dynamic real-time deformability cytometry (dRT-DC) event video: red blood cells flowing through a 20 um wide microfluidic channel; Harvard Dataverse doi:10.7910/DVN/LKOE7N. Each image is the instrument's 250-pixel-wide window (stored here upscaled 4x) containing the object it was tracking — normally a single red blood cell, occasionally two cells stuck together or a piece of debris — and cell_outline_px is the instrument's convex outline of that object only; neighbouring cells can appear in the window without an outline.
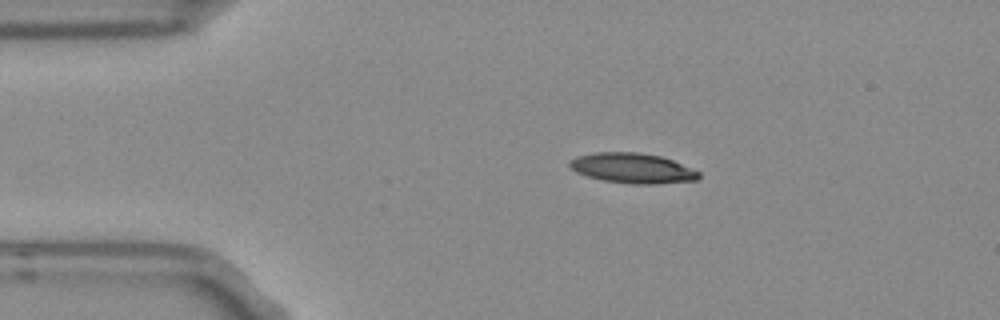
{"species": "Egyptian fruit bat (a non-hibernating species)", "species_latin": "Rousettus aegyptiacus", "temperature_condition": "room temperature", "stored_images_in_passage": 5, "camera_frame_rate_fps": 3000, "um_per_image_px": 0.085, "frame": {"image": 1, "passage_image": 2, "time_ms": 0.333, "image_size_px": [1000, 320], "cell_outline_px": [[700, 176], [696, 180], [656, 184], [636, 184], [604, 180], [588, 176], [576, 172], [568, 164], [576, 156], [596, 152], [640, 152], [660, 156], [672, 160], [692, 168], [700, 172]], "centroid_in_image_um": [53.78, 14.29], "position_along_channel_um": 31.2, "area_um2": 22.48}}
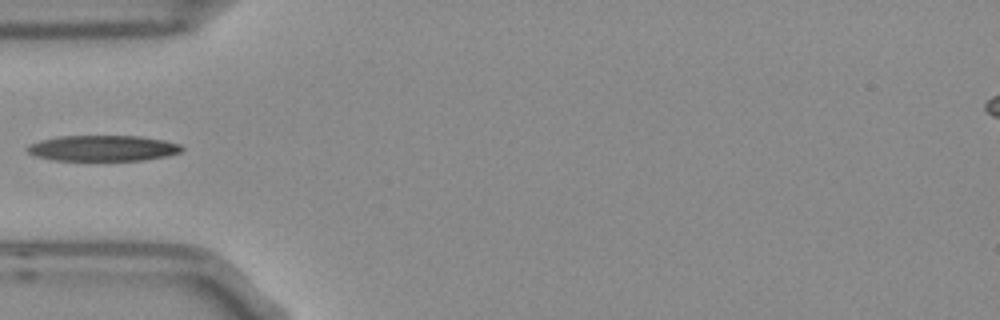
{"frame": {"image": 2, "passage_image": 4, "time_ms": 1.0, "image_size_px": [1000, 320], "cell_outline_px": [[184, 148], [180, 152], [168, 156], [144, 160], [52, 160], [36, 156], [28, 152], [24, 148], [28, 144], [40, 140], [56, 136], [140, 136], [164, 140], [180, 144]], "centroid_in_image_um": [8.72, 12.59], "position_along_channel_um": 76.3, "area_um2": 23.35}}
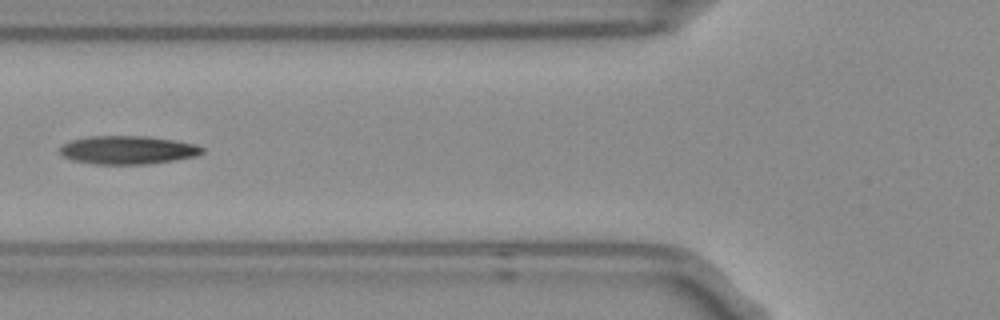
{"frame": {"image": 3, "passage_image": 5, "time_ms": 1.333, "image_size_px": [1000, 320], "cell_outline_px": [[204, 152], [196, 156], [148, 164], [96, 164], [72, 160], [64, 156], [60, 152], [60, 148], [64, 144], [72, 140], [88, 136], [148, 136], [176, 140], [196, 144], [204, 148]], "centroid_in_image_um": [10.89, 12.74], "position_along_channel_um": 114.9, "area_um2": 23.47}}